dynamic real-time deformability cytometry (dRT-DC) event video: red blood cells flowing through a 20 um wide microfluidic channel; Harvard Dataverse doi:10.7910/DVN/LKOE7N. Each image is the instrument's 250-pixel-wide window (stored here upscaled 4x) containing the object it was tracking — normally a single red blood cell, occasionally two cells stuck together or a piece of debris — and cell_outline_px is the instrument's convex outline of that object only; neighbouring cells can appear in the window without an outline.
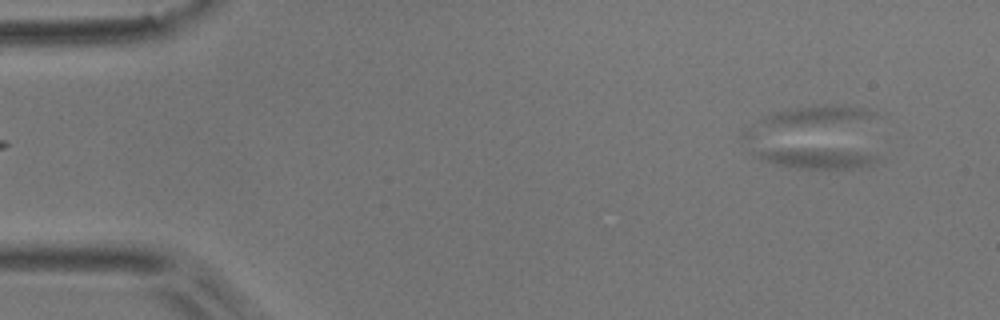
{"species": "common noctule bat (a hibernating species)", "species_latin": "Nyctalus noctula", "temperature_condition": "room temperature", "stored_images_in_passage": 2, "segment_of_instrument_passage": [2, 2], "camera_frame_rate_fps": 3000, "um_per_image_px": 0.085, "animal": {"sex": "male", "body_mass_g": 17.9}, "frame": {"image": 1, "passage_image": 2, "time_ms": 0.333, "image_size_px": [1000, 320], "cell_outline_px": [[880, 160], [872, 164], [860, 168], [796, 168], [776, 164], [760, 160], [752, 156], [740, 136], [740, 132], [744, 128], [876, 156]], "centroid_in_image_um": [68.13, 12.95], "position_along_channel_um": 16.9, "area_um2": 22.2}}